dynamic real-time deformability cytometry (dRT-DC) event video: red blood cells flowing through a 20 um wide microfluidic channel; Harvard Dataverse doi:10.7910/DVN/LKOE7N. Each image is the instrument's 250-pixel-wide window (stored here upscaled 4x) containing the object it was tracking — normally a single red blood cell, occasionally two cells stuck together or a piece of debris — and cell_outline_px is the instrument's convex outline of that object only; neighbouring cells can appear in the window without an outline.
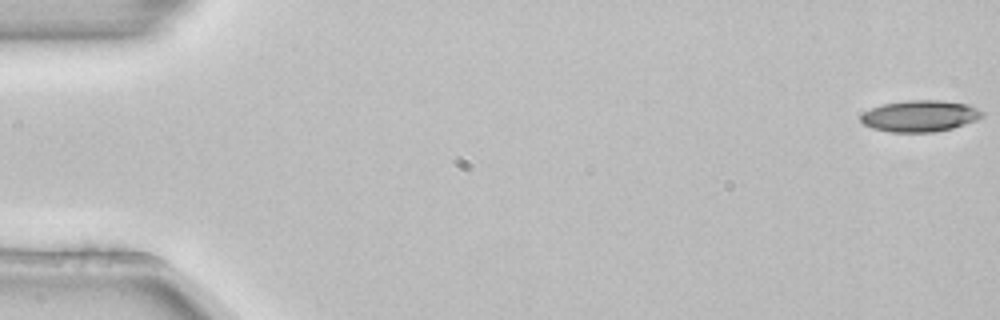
{"species": "common noctule bat (a hibernating species)", "species_latin": "Nyctalus noctula", "temperature_condition": "room temperature", "stored_images_in_passage": 3, "camera_frame_rate_fps": 3000, "um_per_image_px": 0.085, "animal": {"sex": "female", "body_mass_g": 22.7, "forearm_length_mm": 54.2}, "frame": {"image": 1, "passage_image": 1, "time_ms": 0.0, "image_size_px": [1000, 320], "cell_outline_px": [[984, 116], [976, 120], [952, 128], [932, 132], [888, 132], [872, 128], [864, 124], [860, 120], [860, 116], [864, 112], [872, 108], [884, 104], [908, 100], [940, 100], [968, 104], [984, 112]], "centroid_in_image_um": [78.2, 9.86], "position_along_channel_um": 6.8, "area_um2": 22.14}}